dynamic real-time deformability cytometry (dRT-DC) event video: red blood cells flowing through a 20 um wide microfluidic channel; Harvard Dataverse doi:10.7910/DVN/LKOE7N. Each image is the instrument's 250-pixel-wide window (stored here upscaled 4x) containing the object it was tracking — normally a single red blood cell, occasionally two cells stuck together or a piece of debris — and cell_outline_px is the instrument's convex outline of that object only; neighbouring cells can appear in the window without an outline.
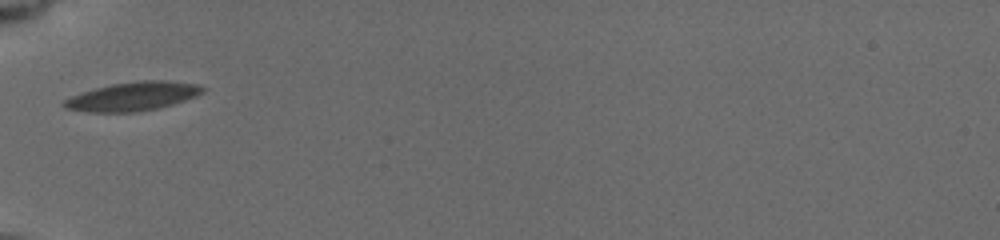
{"species": "common noctule bat (a hibernating species)", "species_latin": "Nyctalus noctula", "temperature_condition": "cold", "stored_images_in_passage": 3, "camera_frame_rate_fps": 3000, "um_per_image_px": 0.085, "animal": {"sex": "female", "body_mass_g": 19.5, "forearm_length_mm": 54.1}, "frame": {"image": 1, "passage_image": 1, "time_ms": 0.0, "image_size_px": [1000, 240], "cell_outline_px": [[204, 92], [196, 96], [172, 104], [156, 108], [136, 112], [88, 112], [64, 108], [60, 104], [64, 100], [72, 96], [96, 88], [112, 84], [140, 80], [164, 80], [196, 84], [204, 88]], "centroid_in_image_um": [11.27, 8.19], "position_along_channel_um": 73.7, "area_um2": 23.0}}
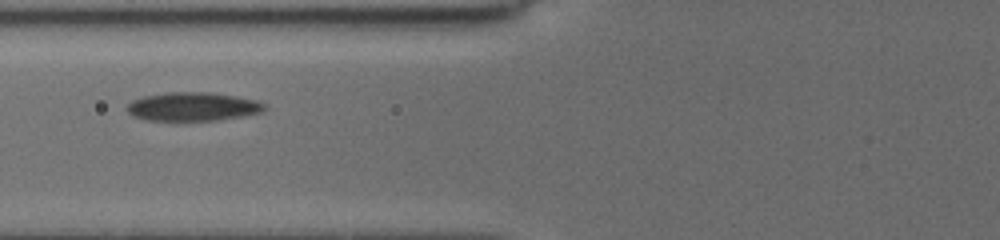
{"frame": {"image": 2, "passage_image": 2, "time_ms": 1.0, "image_size_px": [1000, 240], "cell_outline_px": [[268, 108], [264, 112], [244, 116], [216, 120], [144, 120], [132, 116], [128, 112], [128, 104], [132, 100], [144, 96], [168, 92], [212, 92], [236, 96], [256, 100], [268, 104]], "centroid_in_image_um": [16.45, 9.06], "position_along_channel_um": 109.3, "area_um2": 23.18}}